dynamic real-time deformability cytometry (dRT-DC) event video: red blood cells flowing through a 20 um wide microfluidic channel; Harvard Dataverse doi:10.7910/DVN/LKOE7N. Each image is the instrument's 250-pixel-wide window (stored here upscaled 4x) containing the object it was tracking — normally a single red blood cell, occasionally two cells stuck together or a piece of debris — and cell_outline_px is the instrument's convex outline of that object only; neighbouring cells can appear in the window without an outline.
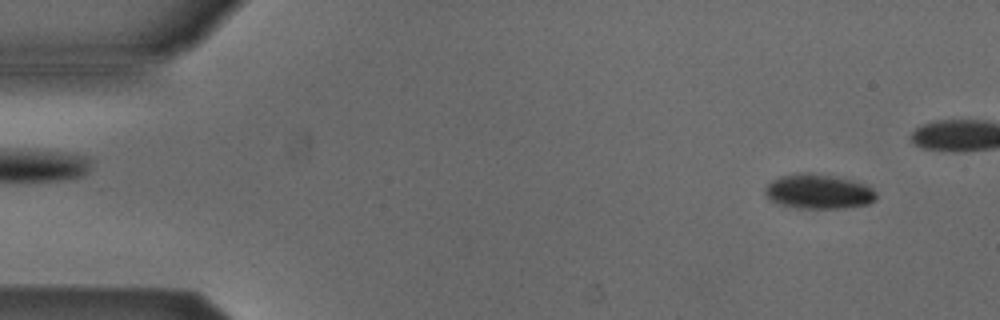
{"species": "Egyptian fruit bat (a non-hibernating species)", "species_latin": "Rousettus aegyptiacus", "temperature_condition": "cold", "stored_images_in_passage": 5, "camera_frame_rate_fps": 3000, "um_per_image_px": 0.085, "animal": {"sex": "male"}, "frame": {"image": 1, "passage_image": 1, "time_ms": 0.0, "image_size_px": [1000, 320], "cell_outline_px": [[876, 200], [868, 204], [844, 208], [800, 208], [780, 204], [768, 200], [764, 196], [764, 188], [772, 180], [780, 176], [832, 176], [872, 184], [876, 192]], "centroid_in_image_um": [69.64, 16.33], "position_along_channel_um": 15.4, "area_um2": 22.02}}